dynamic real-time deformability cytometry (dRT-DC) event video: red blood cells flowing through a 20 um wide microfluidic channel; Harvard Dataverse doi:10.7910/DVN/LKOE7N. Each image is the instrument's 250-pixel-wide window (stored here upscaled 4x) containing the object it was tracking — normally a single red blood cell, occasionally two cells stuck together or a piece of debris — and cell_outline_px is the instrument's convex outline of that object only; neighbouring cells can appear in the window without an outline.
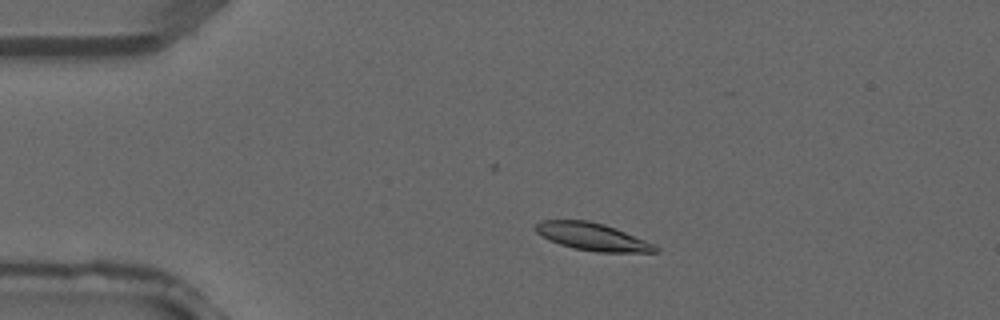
{"species": "common noctule bat (a hibernating species)", "species_latin": "Nyctalus noctula", "temperature_condition": "warm", "stored_images_in_passage": 4, "camera_frame_rate_fps": 3000, "um_per_image_px": 0.085, "animal": {"sex": "male", "forearm_length_mm": 52.5}, "frame": {"image": 1, "passage_image": 2, "time_ms": 0.333, "image_size_px": [1000, 320], "cell_outline_px": [[660, 252], [596, 252], [572, 248], [560, 244], [536, 232], [532, 228], [540, 220], [588, 220], [604, 224], [616, 228], [644, 240], [660, 248]], "centroid_in_image_um": [50.34, 20.12], "position_along_channel_um": 34.7, "area_um2": 19.07}}
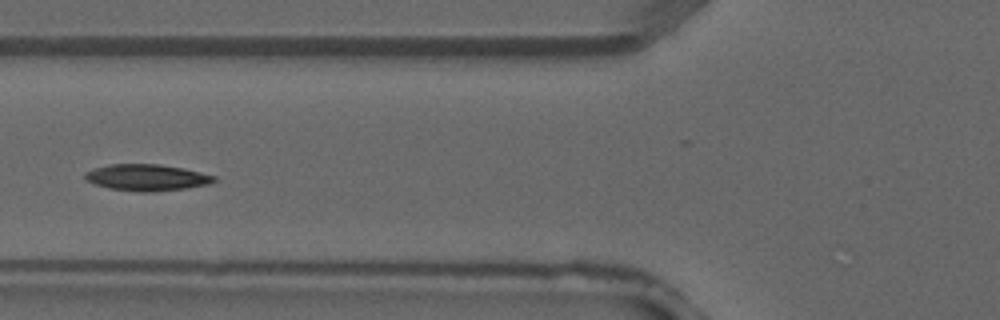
{"frame": {"image": 2, "passage_image": 4, "time_ms": 1.0, "image_size_px": [1000, 320], "cell_outline_px": [[216, 180], [208, 184], [184, 188], [152, 192], [140, 192], [108, 188], [84, 180], [84, 172], [108, 164], [160, 164], [184, 168], [216, 176]], "centroid_in_image_um": [12.45, 15.08], "position_along_channel_um": 113.3, "area_um2": 19.88}}